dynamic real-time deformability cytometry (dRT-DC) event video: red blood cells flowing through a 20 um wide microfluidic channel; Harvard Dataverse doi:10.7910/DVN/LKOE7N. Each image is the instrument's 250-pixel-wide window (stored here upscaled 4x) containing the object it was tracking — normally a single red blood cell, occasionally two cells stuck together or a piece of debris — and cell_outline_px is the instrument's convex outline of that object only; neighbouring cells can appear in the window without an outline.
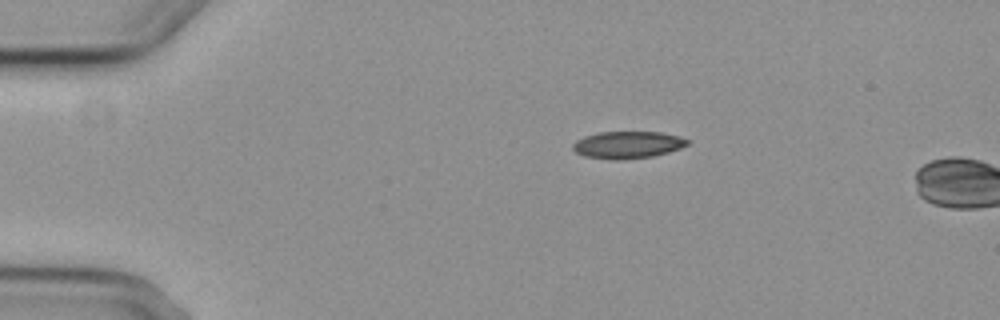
{"species": "common noctule bat (a hibernating species)", "species_latin": "Nyctalus noctula", "temperature_condition": "cold", "stored_images_in_passage": 6, "camera_frame_rate_fps": 3000, "um_per_image_px": 0.085, "animal": {"sex": "female", "body_mass_g": 29.2, "forearm_length_mm": 56.3}, "frame": {"image": 1, "passage_image": 6, "time_ms": 6.0, "image_size_px": [1000, 320], "cell_outline_px": [[688, 144], [680, 148], [668, 152], [652, 156], [620, 160], [612, 160], [584, 156], [576, 152], [572, 148], [572, 144], [576, 140], [584, 136], [600, 132], [660, 132], [680, 136], [688, 140]], "centroid_in_image_um": [53.32, 12.31], "position_along_channel_um": 31.7, "area_um2": 18.09}}